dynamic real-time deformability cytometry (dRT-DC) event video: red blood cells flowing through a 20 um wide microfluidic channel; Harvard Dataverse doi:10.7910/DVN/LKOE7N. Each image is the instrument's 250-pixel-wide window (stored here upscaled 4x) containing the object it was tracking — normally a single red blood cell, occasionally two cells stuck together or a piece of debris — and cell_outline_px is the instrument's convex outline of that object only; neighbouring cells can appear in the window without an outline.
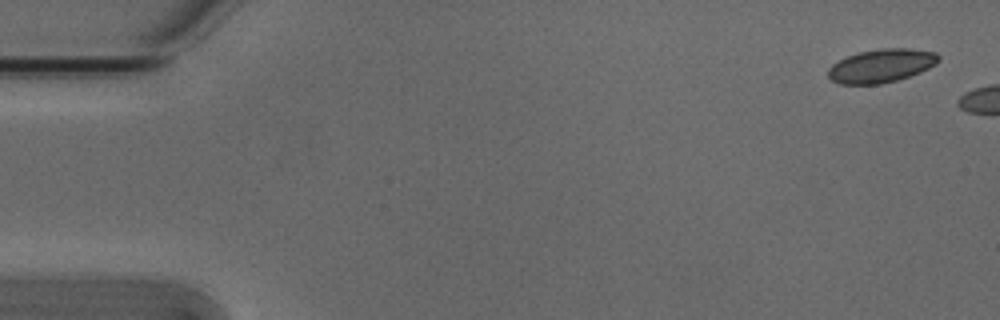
{"species": "Egyptian fruit bat (a non-hibernating species)", "species_latin": "Rousettus aegyptiacus", "temperature_condition": "cold", "stored_images_in_passage": 8, "camera_frame_rate_fps": 3000, "um_per_image_px": 0.085, "animal": {"sex": "male"}, "frame": {"image": 1, "passage_image": 1, "time_ms": 0.0, "image_size_px": [1000, 320], "cell_outline_px": [[940, 60], [936, 64], [920, 72], [896, 80], [880, 84], [840, 84], [832, 80], [828, 76], [828, 68], [832, 64], [848, 56], [860, 52], [880, 48], [908, 48], [936, 52], [940, 56]], "centroid_in_image_um": [74.92, 5.58], "position_along_channel_um": 10.1, "area_um2": 21.44}}